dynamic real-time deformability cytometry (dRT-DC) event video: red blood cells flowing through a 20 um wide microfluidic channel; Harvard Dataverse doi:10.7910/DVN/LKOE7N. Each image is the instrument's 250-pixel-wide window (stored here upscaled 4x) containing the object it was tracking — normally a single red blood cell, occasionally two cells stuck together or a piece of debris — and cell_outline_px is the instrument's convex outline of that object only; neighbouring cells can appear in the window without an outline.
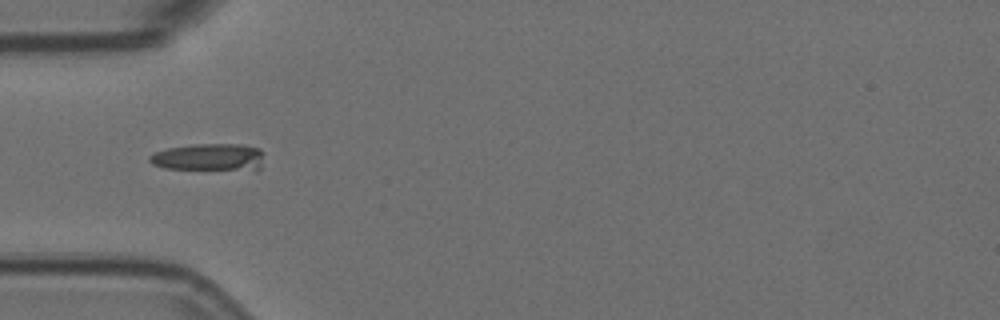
{"species": "Egyptian fruit bat (a non-hibernating species)", "species_latin": "Rousettus aegyptiacus", "temperature_condition": "room temperature", "stored_images_in_passage": 1, "camera_frame_rate_fps": 3000, "um_per_image_px": 0.085, "animal": {"sex": "female"}, "frame": {"image": 1, "passage_image": 1, "time_ms": 0.0, "image_size_px": [1000, 320], "cell_outline_px": [[264, 152], [260, 168], [164, 168], [152, 164], [148, 160], [148, 156], [156, 152], [168, 148], [192, 144], [240, 144], [260, 148]], "centroid_in_image_um": [17.74, 13.32], "position_along_channel_um": 67.3, "area_um2": 17.63}}